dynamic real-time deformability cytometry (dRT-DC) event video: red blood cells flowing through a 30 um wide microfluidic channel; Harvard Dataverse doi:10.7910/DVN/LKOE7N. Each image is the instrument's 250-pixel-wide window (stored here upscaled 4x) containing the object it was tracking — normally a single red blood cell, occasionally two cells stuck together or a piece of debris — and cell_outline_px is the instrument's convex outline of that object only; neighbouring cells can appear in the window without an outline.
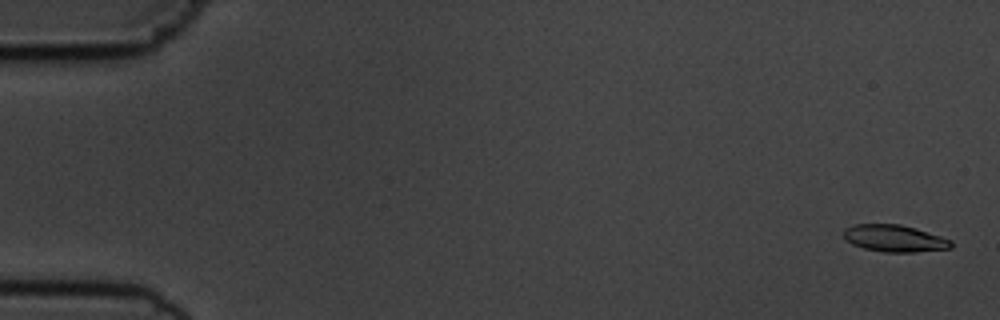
{"species": "common noctule bat (a hibernating species)", "species_latin": "Nyctalus noctula", "temperature_condition": "cold", "stored_images_in_passage": 56, "camera_frame_rate_fps": 3000, "um_per_image_px": 0.085, "animal": {"sex": "male", "body_mass_g": 19.5, "forearm_length_mm": 54.6}, "frame": {"image": 1, "passage_image": 2, "time_ms": 0.333, "image_size_px": [1000, 320], "cell_outline_px": [[952, 248], [916, 252], [884, 252], [864, 248], [852, 244], [844, 240], [840, 232], [844, 228], [852, 224], [900, 224], [916, 228], [952, 240]], "centroid_in_image_um": [75.97, 20.25], "position_along_channel_um": 9.0, "area_um2": 17.17}}
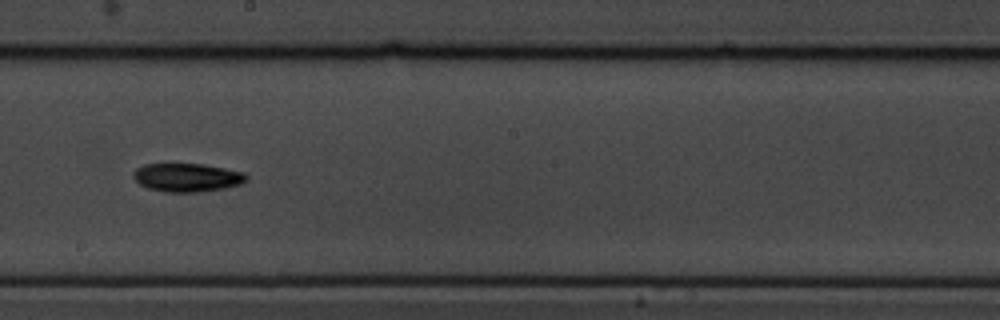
{"frame": {"image": 2, "passage_image": 32, "time_ms": 10.333, "image_size_px": [1000, 320], "cell_outline_px": [[248, 180], [240, 184], [224, 188], [196, 192], [164, 192], [148, 188], [140, 184], [132, 176], [132, 172], [136, 168], [144, 164], [204, 164], [244, 172], [248, 176]], "centroid_in_image_um": [15.9, 15.08], "position_along_channel_um": 232.3, "area_um2": 18.79}}
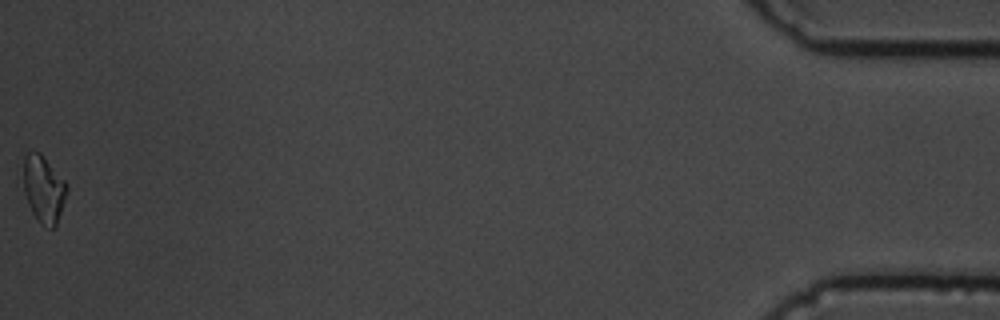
{"frame": {"image": 3, "passage_image": 56, "time_ms": 18.333, "image_size_px": [1000, 320], "cell_outline_px": [[68, 192], [56, 224], [52, 228], [44, 228], [36, 220], [28, 204], [24, 192], [24, 156], [28, 152], [40, 152], [68, 184]], "centroid_in_image_um": [3.72, 16.09], "position_along_channel_um": 431.5, "area_um2": 17.05}, "authors_computed_cell_mechanics": {"area_um2": 17.3689, "velocity_mm_per_s": 3.649, "shape_relaxation_time_tau1_ms": 2.732, "shape_relaxation_time_tau2_ms": null, "deformation_change_tau1": 0.1154, "deformation_change_tau2": null}}